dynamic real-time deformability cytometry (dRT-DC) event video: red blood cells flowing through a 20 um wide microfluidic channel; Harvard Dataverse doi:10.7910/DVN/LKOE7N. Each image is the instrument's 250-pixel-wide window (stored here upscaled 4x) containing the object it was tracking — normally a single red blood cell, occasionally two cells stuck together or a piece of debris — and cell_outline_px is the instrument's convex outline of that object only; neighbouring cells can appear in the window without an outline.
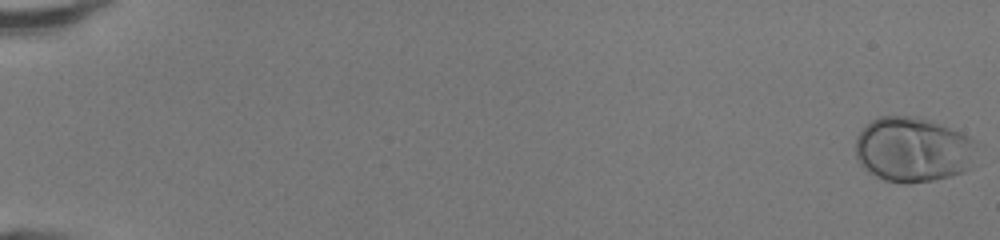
{"species": "human", "species_latin": "Homo sapiens", "temperature_condition": "room temperature", "stored_images_in_passage": 10, "camera_frame_rate_fps": 3000, "um_per_image_px": 0.085, "donor": {"sex": "female"}, "frame": {"image": 1, "passage_image": 1, "time_ms": 0.0, "image_size_px": [1000, 240], "cell_outline_px": [[980, 144], [968, 168], [964, 172], [932, 180], [908, 184], [904, 184], [884, 180], [868, 172], [860, 164], [856, 156], [856, 136], [872, 120], [880, 116], [916, 116], [932, 120], [960, 132], [976, 140]], "centroid_in_image_um": [77.62, 12.71], "position_along_channel_um": 7.4, "area_um2": 46.24}}